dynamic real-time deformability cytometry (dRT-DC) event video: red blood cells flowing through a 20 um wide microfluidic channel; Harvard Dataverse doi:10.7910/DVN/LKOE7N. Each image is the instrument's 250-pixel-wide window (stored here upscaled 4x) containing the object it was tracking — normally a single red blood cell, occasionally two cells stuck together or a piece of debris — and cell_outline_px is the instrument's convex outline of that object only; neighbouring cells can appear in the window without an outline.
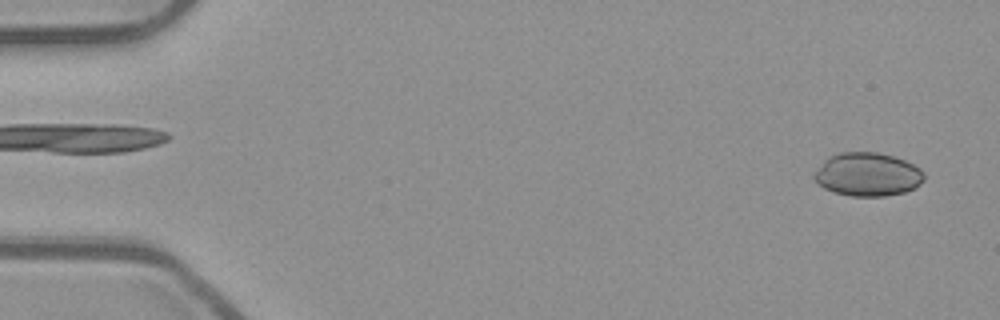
{"species": "common noctule bat (a hibernating species)", "species_latin": "Nyctalus noctula", "temperature_condition": "room temperature", "stored_images_in_passage": 15, "camera_frame_rate_fps": 3000, "um_per_image_px": 0.085, "animal": {"sex": "male", "body_mass_g": 23.1, "forearm_length_mm": 52.7}, "frame": {"image": 1, "passage_image": 2, "time_ms": 0.333, "image_size_px": [1000, 320], "cell_outline_px": [[924, 180], [916, 188], [904, 192], [884, 196], [852, 196], [832, 192], [824, 188], [812, 176], [824, 160], [840, 152], [876, 152], [892, 156], [904, 160], [920, 168], [924, 172]], "centroid_in_image_um": [73.77, 14.83], "position_along_channel_um": 11.2, "area_um2": 27.74}}